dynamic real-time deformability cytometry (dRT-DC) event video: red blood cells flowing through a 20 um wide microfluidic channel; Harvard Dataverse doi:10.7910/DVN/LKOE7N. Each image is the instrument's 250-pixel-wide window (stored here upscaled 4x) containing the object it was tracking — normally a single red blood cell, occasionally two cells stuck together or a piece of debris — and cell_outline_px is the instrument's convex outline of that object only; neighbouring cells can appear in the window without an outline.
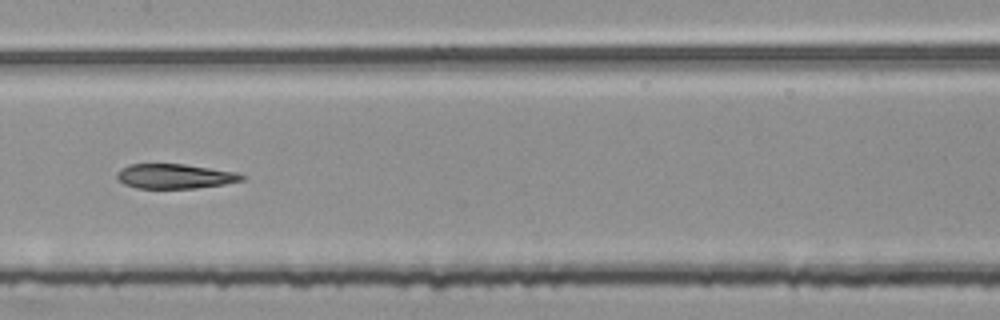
{"species": "common noctule bat (a hibernating species)", "species_latin": "Nyctalus noctula", "temperature_condition": "room temperature", "stored_images_in_passage": 52, "segment_of_instrument_passage": [2, 2], "camera_frame_rate_fps": 3000, "um_per_image_px": 0.085, "animal": {"sex": "female", "body_mass_g": 25.1}, "frame": {"image": 1, "passage_image": 26, "time_ms": 8.333, "image_size_px": [1000, 320], "cell_outline_px": [[248, 176], [244, 180], [224, 184], [196, 188], [136, 188], [124, 184], [116, 176], [116, 172], [120, 168], [128, 164], [184, 164], [236, 172]], "centroid_in_image_um": [14.86, 14.98], "position_along_channel_um": 192.5, "area_um2": 18.03}}
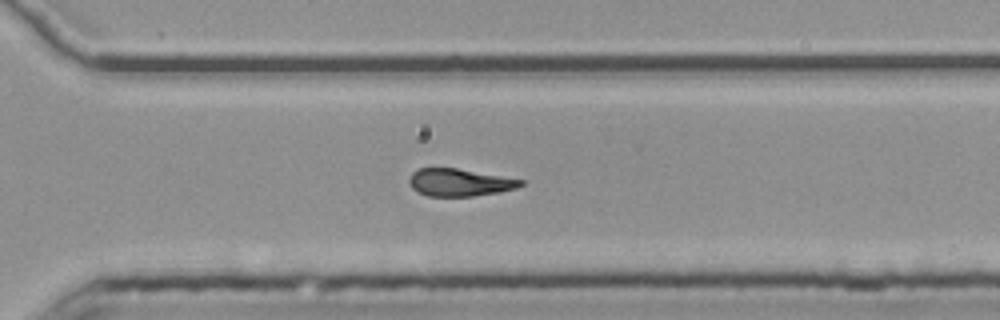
{"frame": {"image": 2, "passage_image": 37, "time_ms": 12.0, "image_size_px": [1000, 320], "cell_outline_px": [[524, 184], [516, 188], [500, 192], [472, 196], [428, 196], [416, 192], [408, 184], [408, 180], [412, 172], [416, 168], [456, 168], [524, 180]], "centroid_in_image_um": [39.01, 15.51], "position_along_channel_um": 331.6, "area_um2": 17.92}}
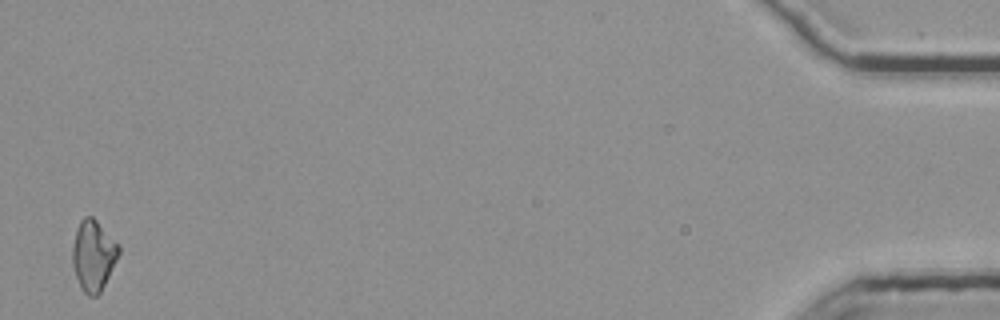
{"frame": {"image": 3, "passage_image": 52, "time_ms": 17.0, "image_size_px": [1000, 320], "cell_outline_px": [[120, 252], [100, 292], [96, 296], [88, 296], [80, 288], [72, 264], [72, 248], [76, 232], [80, 220], [84, 216], [92, 216], [120, 244]], "centroid_in_image_um": [7.93, 21.7], "position_along_channel_um": 427.3, "area_um2": 18.96}}